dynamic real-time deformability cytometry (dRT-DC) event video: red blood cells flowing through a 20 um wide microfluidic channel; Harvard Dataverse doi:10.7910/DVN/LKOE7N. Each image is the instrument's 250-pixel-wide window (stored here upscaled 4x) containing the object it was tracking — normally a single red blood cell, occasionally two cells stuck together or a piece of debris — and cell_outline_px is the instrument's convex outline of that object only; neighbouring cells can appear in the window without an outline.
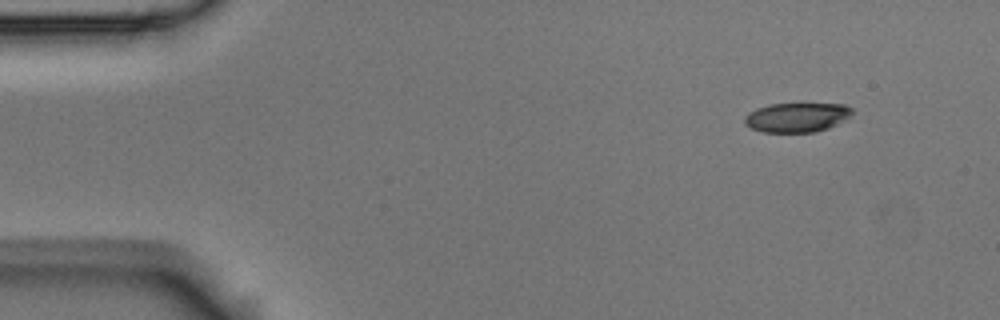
{"species": "Egyptian fruit bat (a non-hibernating species)", "species_latin": "Rousettus aegyptiacus", "temperature_condition": "room temperature", "stored_images_in_passage": 4, "camera_frame_rate_fps": 3000, "um_per_image_px": 0.085, "animal": {"sex": "male"}, "frame": {"image": 1, "passage_image": 1, "time_ms": 0.0, "image_size_px": [1000, 320], "cell_outline_px": [[852, 112], [848, 116], [836, 124], [828, 128], [816, 132], [764, 132], [752, 128], [744, 124], [744, 116], [748, 112], [756, 108], [768, 104], [844, 104], [852, 108]], "centroid_in_image_um": [67.68, 9.97], "position_along_channel_um": 17.3, "area_um2": 18.32}}
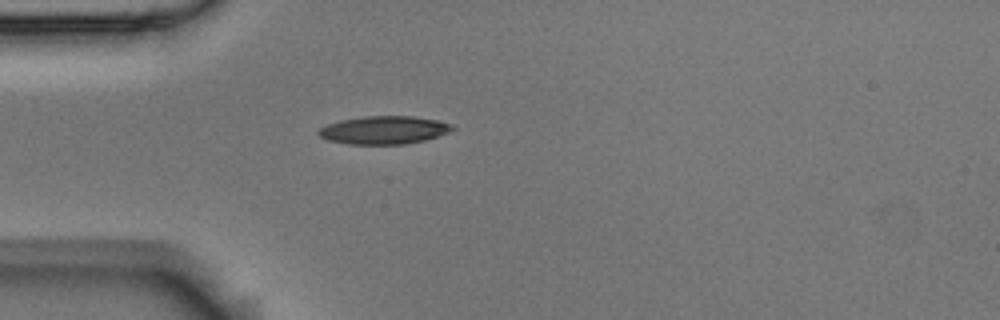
{"frame": {"image": 2, "passage_image": 4, "time_ms": 1.0, "image_size_px": [1000, 320], "cell_outline_px": [[456, 128], [448, 132], [424, 140], [404, 144], [348, 144], [328, 140], [320, 136], [316, 132], [320, 128], [328, 124], [340, 120], [364, 116], [412, 116], [436, 120], [452, 124]], "centroid_in_image_um": [32.62, 11.05], "position_along_channel_um": 52.4, "area_um2": 21.73}}